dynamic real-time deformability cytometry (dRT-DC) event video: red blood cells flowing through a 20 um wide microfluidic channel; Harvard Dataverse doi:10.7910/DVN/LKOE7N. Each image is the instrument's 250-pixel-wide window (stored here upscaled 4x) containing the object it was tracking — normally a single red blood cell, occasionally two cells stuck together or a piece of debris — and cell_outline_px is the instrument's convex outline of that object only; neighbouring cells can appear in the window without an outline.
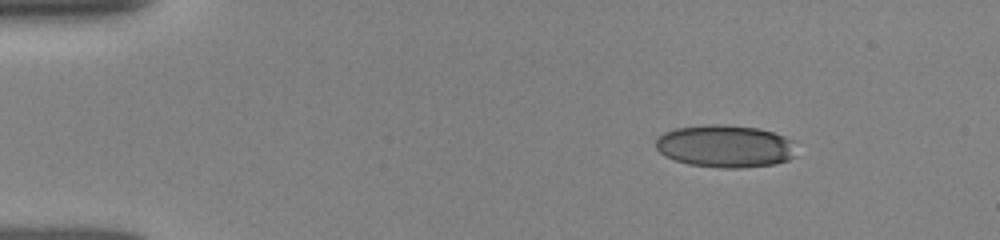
{"species": "human", "species_latin": "Homo sapiens", "temperature_condition": "room temperature", "stored_images_in_passage": 45, "camera_frame_rate_fps": 3000, "um_per_image_px": 0.085, "donor": {"sex": "female"}, "frame": {"image": 1, "passage_image": 1, "time_ms": 0.0, "image_size_px": [1000, 240], "cell_outline_px": [[792, 156], [788, 160], [776, 164], [740, 168], [720, 168], [688, 164], [664, 156], [656, 148], [656, 140], [664, 132], [676, 128], [708, 124], [724, 124], [760, 128], [784, 136], [792, 140]], "centroid_in_image_um": [61.61, 12.42], "position_along_channel_um": 23.4, "area_um2": 34.74}}
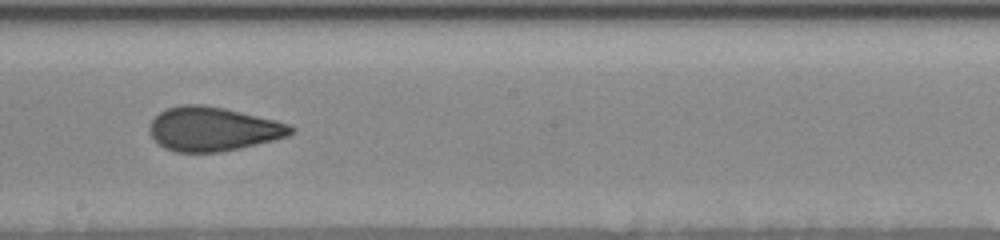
{"frame": {"image": 2, "passage_image": 23, "time_ms": 7.333, "image_size_px": [1000, 240], "cell_outline_px": [[296, 132], [288, 136], [240, 148], [220, 152], [176, 152], [164, 148], [148, 132], [148, 124], [160, 112], [168, 108], [180, 104], [204, 104], [224, 108], [276, 120], [288, 124], [296, 128]], "centroid_in_image_um": [18.1, 10.96], "position_along_channel_um": 230.1, "area_um2": 36.36}}
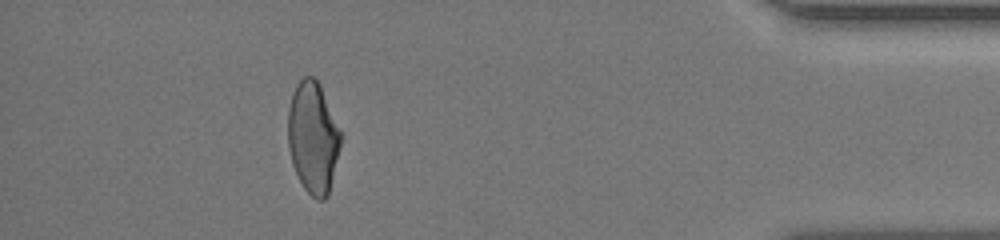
{"frame": {"image": 3, "passage_image": 40, "time_ms": 13.0, "image_size_px": [1000, 240], "cell_outline_px": [[340, 144], [328, 196], [324, 200], [316, 200], [304, 188], [292, 164], [288, 148], [288, 108], [296, 84], [304, 76], [312, 76], [320, 84], [340, 128]], "centroid_in_image_um": [26.59, 11.68], "position_along_channel_um": 408.6, "area_um2": 34.1}, "authors_computed_cell_mechanics": {"area_um2": 35.7782, "velocity_mm_per_s": 3.9546, "shape_relaxation_time_tau1_ms": 9.8122, "shape_relaxation_time_tau2_ms": 1.2502, "deformation_change_tau1": 0.2237, "deformation_change_tau2": 0.074}}